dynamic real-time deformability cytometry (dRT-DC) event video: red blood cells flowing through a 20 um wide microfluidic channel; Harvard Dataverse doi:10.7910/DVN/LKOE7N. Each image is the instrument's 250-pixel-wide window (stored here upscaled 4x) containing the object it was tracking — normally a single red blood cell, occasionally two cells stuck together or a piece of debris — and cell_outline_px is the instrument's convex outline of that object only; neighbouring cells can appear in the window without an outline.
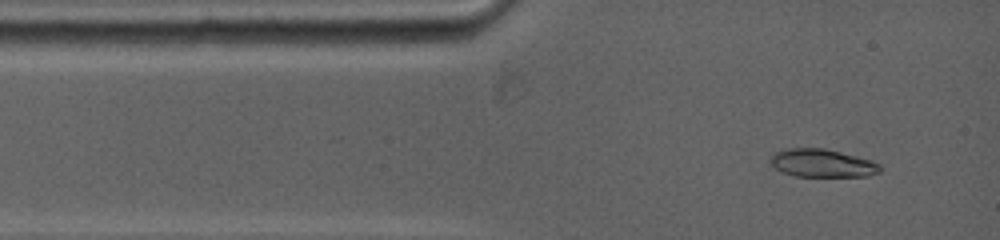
{"species": "common noctule bat (a hibernating species)", "species_latin": "Nyctalus noctula", "temperature_condition": "warm", "stored_images_in_passage": 48, "camera_frame_rate_fps": 5000, "um_per_image_px": 0.085, "animal": {"sex": "female", "body_mass_g": 19.0, "forearm_length_mm": 53.3}, "frame": {"image": 1, "passage_image": 2, "time_ms": 0.6, "image_size_px": [1000, 240], "cell_outline_px": [[880, 172], [868, 176], [796, 176], [784, 172], [776, 168], [768, 160], [776, 152], [784, 148], [824, 148], [872, 160], [880, 164]], "centroid_in_image_um": [69.9, 13.86], "position_along_channel_um": 15.1, "area_um2": 17.8}}
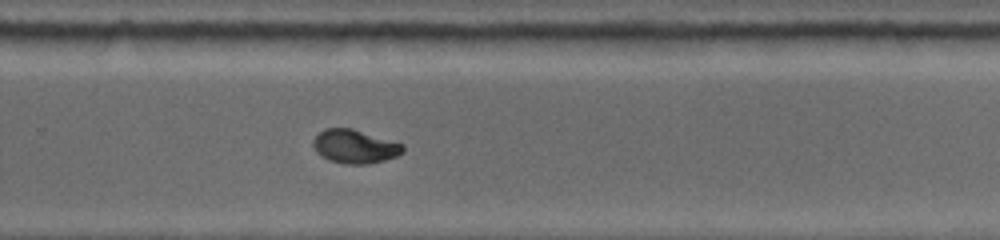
{"frame": {"image": 2, "passage_image": 25, "time_ms": 8.6, "image_size_px": [1000, 240], "cell_outline_px": [[404, 152], [396, 156], [384, 160], [368, 164], [344, 164], [328, 160], [320, 156], [316, 152], [312, 144], [312, 140], [324, 128], [352, 128], [404, 144]], "centroid_in_image_um": [30.14, 12.45], "position_along_channel_um": 299.7, "area_um2": 17.74}}
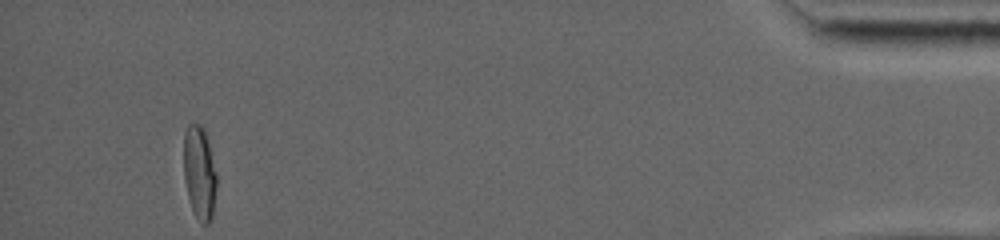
{"frame": {"image": 3, "passage_image": 48, "time_ms": 14.2, "image_size_px": [1000, 240], "cell_outline_px": [[216, 188], [212, 220], [208, 224], [200, 224], [192, 208], [188, 196], [184, 180], [184, 132], [188, 124], [200, 124], [204, 128], [208, 140], [216, 172]], "centroid_in_image_um": [16.96, 14.69], "position_along_channel_um": 418.2, "area_um2": 18.03}, "authors_computed_cell_mechanics": {"area_um2": 17.7157, "velocity_mm_per_s": 3.9064, "shape_relaxation_time_tau1_ms": 5.7489, "shape_relaxation_time_tau2_ms": 0.9427, "deformation_change_tau1": 0.2361, "deformation_change_tau2": 0.0424}}